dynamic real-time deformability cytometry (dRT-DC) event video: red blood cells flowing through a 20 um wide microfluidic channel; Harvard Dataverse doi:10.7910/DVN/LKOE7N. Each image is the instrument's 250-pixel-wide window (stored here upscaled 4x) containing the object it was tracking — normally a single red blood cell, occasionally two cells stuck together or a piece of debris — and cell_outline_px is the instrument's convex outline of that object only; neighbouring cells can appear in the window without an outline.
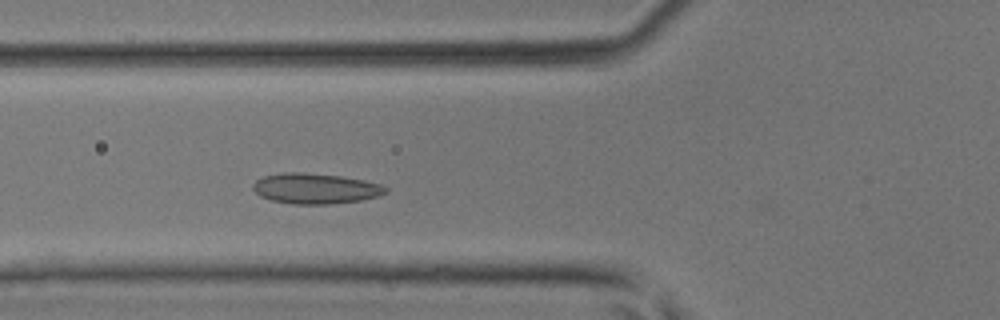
{"species": "common noctule bat (a hibernating species)", "species_latin": "Nyctalus noctula", "temperature_condition": "room temperature", "stored_images_in_passage": 33, "camera_frame_rate_fps": 3000, "um_per_image_px": 0.085, "animal": {"sex": "male", "body_mass_g": 17.9, "forearm_length_mm": 54.2}, "frame": {"image": 1, "passage_image": 6, "time_ms": 1.667, "image_size_px": [1000, 320], "cell_outline_px": [[388, 192], [380, 196], [360, 200], [332, 204], [292, 204], [272, 200], [260, 196], [252, 188], [252, 184], [256, 180], [264, 176], [284, 172], [300, 172], [340, 176], [364, 180], [380, 184], [388, 188]], "centroid_in_image_um": [26.82, 16.02], "position_along_channel_um": 99.0, "area_um2": 23.58}}
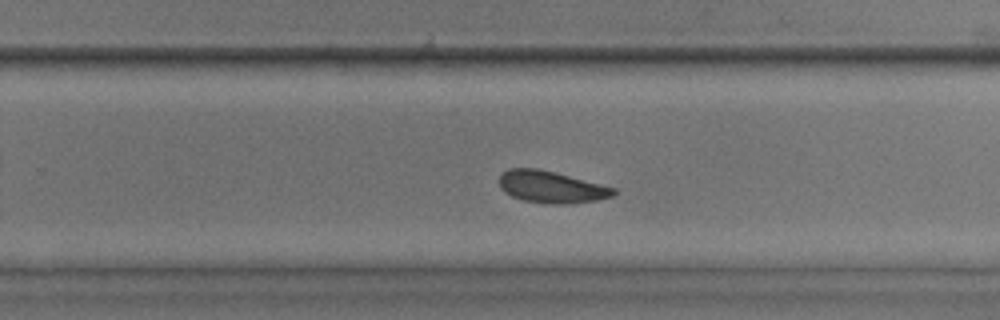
{"frame": {"image": 2, "passage_image": 18, "time_ms": 5.667, "image_size_px": [1000, 320], "cell_outline_px": [[616, 192], [612, 196], [596, 200], [572, 204], [544, 204], [524, 200], [512, 196], [504, 192], [500, 188], [500, 176], [508, 168], [536, 168], [616, 188]], "centroid_in_image_um": [46.84, 15.91], "position_along_channel_um": 283.0, "area_um2": 21.04}}
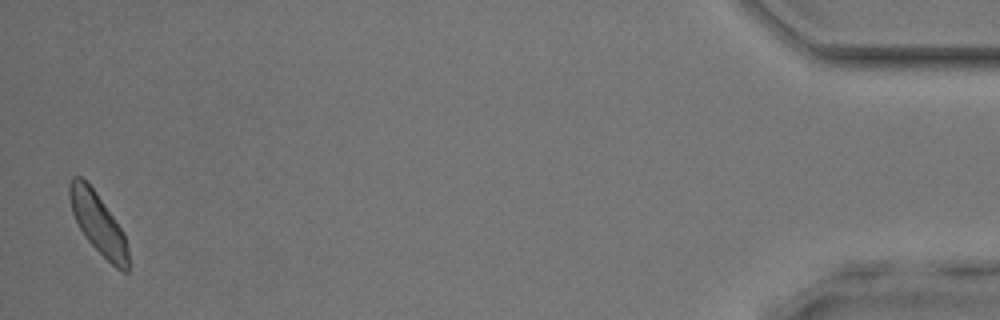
{"frame": {"image": 3, "passage_image": 33, "time_ms": 10.667, "image_size_px": [1000, 320], "cell_outline_px": [[128, 272], [120, 272], [84, 236], [72, 212], [68, 196], [68, 184], [72, 176], [80, 176], [92, 188], [124, 232], [128, 248]], "centroid_in_image_um": [8.33, 18.99], "position_along_channel_um": 426.9, "area_um2": 20.46}}